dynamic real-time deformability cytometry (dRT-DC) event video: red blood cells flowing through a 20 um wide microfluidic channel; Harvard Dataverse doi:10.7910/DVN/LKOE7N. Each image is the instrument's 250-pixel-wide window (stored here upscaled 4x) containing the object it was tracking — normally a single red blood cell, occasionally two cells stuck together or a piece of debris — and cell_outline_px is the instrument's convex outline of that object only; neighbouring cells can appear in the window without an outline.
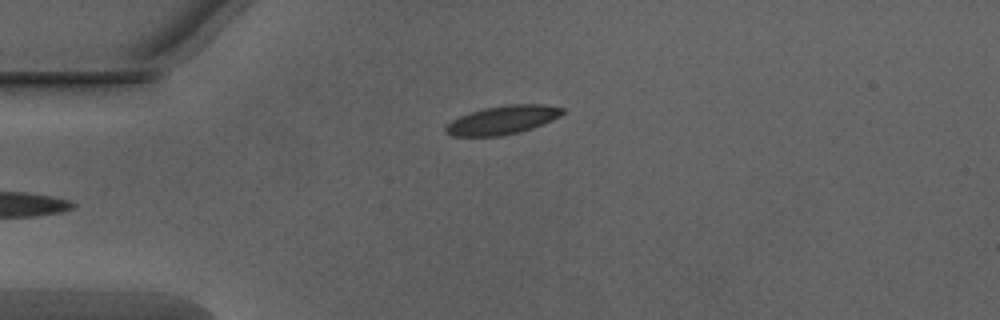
{"species": "Egyptian fruit bat (a non-hibernating species)", "species_latin": "Rousettus aegyptiacus", "temperature_condition": "warm", "stored_images_in_passage": 30, "camera_frame_rate_fps": 3000, "um_per_image_px": 0.085, "animal": {"sex": "male"}, "frame": {"image": 1, "passage_image": 1, "time_ms": 0.0, "image_size_px": [1000, 320], "cell_outline_px": [[564, 112], [560, 116], [552, 120], [532, 128], [520, 132], [500, 136], [452, 136], [444, 132], [444, 128], [452, 120], [460, 116], [484, 108], [508, 104], [544, 104], [564, 108]], "centroid_in_image_um": [42.72, 10.2], "position_along_channel_um": 42.3, "area_um2": 19.42}}
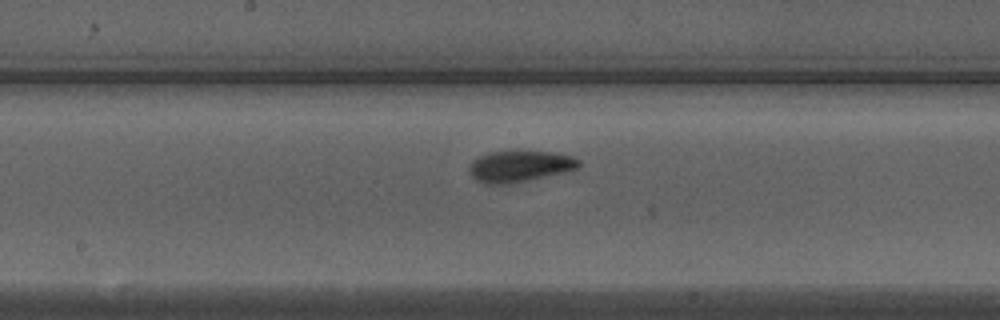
{"frame": {"image": 2, "passage_image": 15, "time_ms": 4.667, "image_size_px": [1000, 320], "cell_outline_px": [[580, 164], [576, 168], [568, 172], [508, 184], [484, 184], [476, 180], [468, 172], [468, 164], [472, 160], [488, 152], [556, 152], [572, 156], [580, 160]], "centroid_in_image_um": [44.16, 14.14], "position_along_channel_um": 204.0, "area_um2": 20.06}}
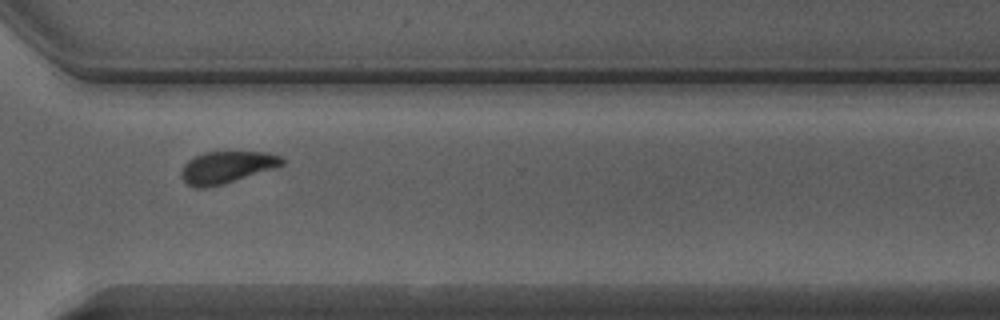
{"frame": {"image": 3, "passage_image": 26, "time_ms": 8.333, "image_size_px": [1000, 320], "cell_outline_px": [[288, 160], [284, 164], [276, 168], [224, 184], [208, 188], [196, 188], [188, 184], [180, 176], [180, 172], [184, 164], [188, 160], [204, 152], [268, 152], [280, 156]], "centroid_in_image_um": [19.3, 14.22], "position_along_channel_um": 351.3, "area_um2": 19.02}, "authors_computed_cell_mechanics": {"area_um2": 19.8254, "velocity_mm_per_s": 4.0233, "shape_relaxation_time_tau1_ms": 4.3356, "shape_relaxation_time_tau2_ms": 1.1553, "deformation_change_tau1": 0.1492, "deformation_change_tau2": 0.0586}}